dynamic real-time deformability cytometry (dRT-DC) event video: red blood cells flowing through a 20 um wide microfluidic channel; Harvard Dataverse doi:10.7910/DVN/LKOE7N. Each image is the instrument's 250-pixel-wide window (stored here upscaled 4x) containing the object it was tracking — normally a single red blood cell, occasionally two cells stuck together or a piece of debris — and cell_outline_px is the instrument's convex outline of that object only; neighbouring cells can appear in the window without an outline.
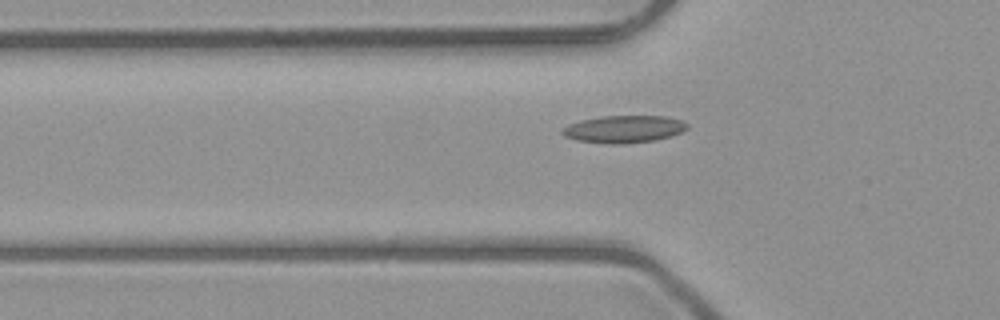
{"species": "common noctule bat (a hibernating species)", "species_latin": "Nyctalus noctula", "temperature_condition": "room temperature", "stored_images_in_passage": 38, "camera_frame_rate_fps": 3000, "um_per_image_px": 0.085, "animal": {"sex": "male", "body_mass_g": 23.1, "forearm_length_mm": 52.7}, "frame": {"image": 1, "passage_image": 8, "time_ms": 2.333, "image_size_px": [1000, 320], "cell_outline_px": [[688, 128], [672, 136], [656, 140], [620, 144], [608, 144], [576, 140], [564, 136], [560, 132], [568, 124], [580, 120], [600, 116], [668, 116], [684, 120], [688, 124]], "centroid_in_image_um": [53.05, 10.97], "position_along_channel_um": 72.8, "area_um2": 20.11}}
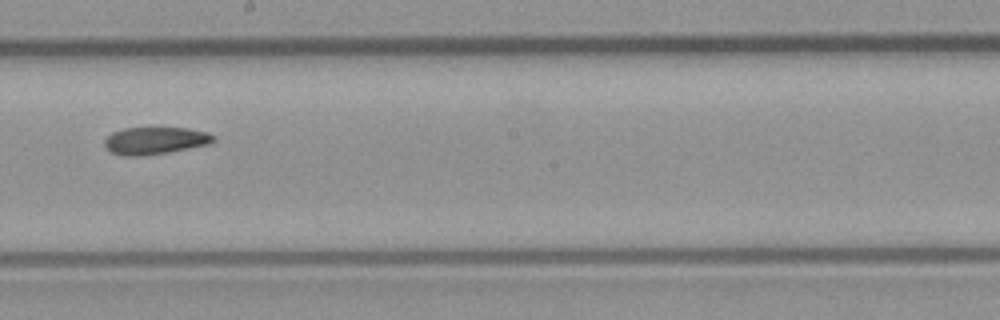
{"frame": {"image": 2, "passage_image": 20, "time_ms": 6.333, "image_size_px": [1000, 320], "cell_outline_px": [[216, 140], [208, 144], [168, 152], [140, 156], [124, 156], [112, 152], [104, 144], [104, 140], [112, 132], [124, 128], [188, 128], [208, 132]], "centroid_in_image_um": [13.17, 11.95], "position_along_channel_um": 235.0, "area_um2": 17.11}}
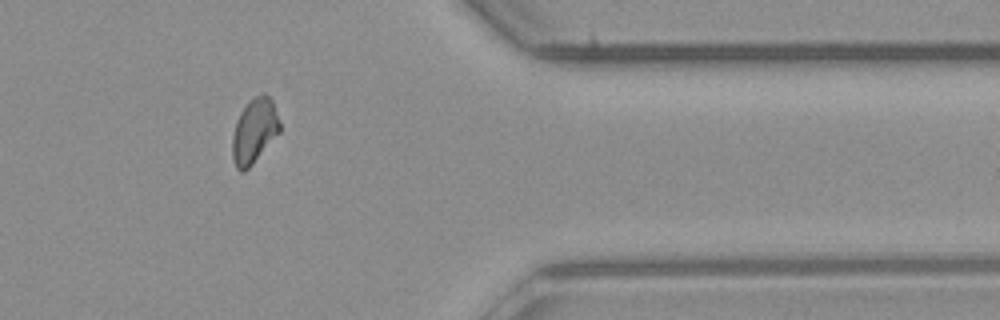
{"frame": {"image": 3, "passage_image": 33, "time_ms": 10.667, "image_size_px": [1000, 320], "cell_outline_px": [[280, 132], [252, 164], [244, 172], [240, 172], [236, 168], [232, 160], [232, 136], [236, 120], [240, 112], [248, 100], [264, 92], [272, 100], [280, 120]], "centroid_in_image_um": [21.6, 11.12], "position_along_channel_um": 389.8, "area_um2": 18.09}}